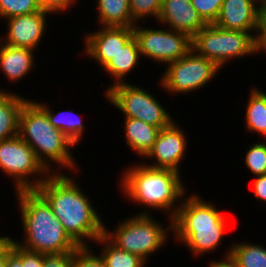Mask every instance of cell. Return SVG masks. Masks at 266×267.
I'll return each mask as SVG.
<instances>
[{
	"label": "cell",
	"mask_w": 266,
	"mask_h": 267,
	"mask_svg": "<svg viewBox=\"0 0 266 267\" xmlns=\"http://www.w3.org/2000/svg\"><path fill=\"white\" fill-rule=\"evenodd\" d=\"M15 194L24 234V241L15 240L16 244L26 250L43 254L75 251L79 247L65 232L47 201L36 190H20Z\"/></svg>",
	"instance_id": "obj_5"
},
{
	"label": "cell",
	"mask_w": 266,
	"mask_h": 267,
	"mask_svg": "<svg viewBox=\"0 0 266 267\" xmlns=\"http://www.w3.org/2000/svg\"><path fill=\"white\" fill-rule=\"evenodd\" d=\"M227 248L222 258H230L237 267H266V247L260 243L233 242Z\"/></svg>",
	"instance_id": "obj_23"
},
{
	"label": "cell",
	"mask_w": 266,
	"mask_h": 267,
	"mask_svg": "<svg viewBox=\"0 0 266 267\" xmlns=\"http://www.w3.org/2000/svg\"><path fill=\"white\" fill-rule=\"evenodd\" d=\"M244 159L247 169L255 177L266 174V140L249 145Z\"/></svg>",
	"instance_id": "obj_28"
},
{
	"label": "cell",
	"mask_w": 266,
	"mask_h": 267,
	"mask_svg": "<svg viewBox=\"0 0 266 267\" xmlns=\"http://www.w3.org/2000/svg\"><path fill=\"white\" fill-rule=\"evenodd\" d=\"M12 251L22 260L23 267H43V253L26 250L16 243Z\"/></svg>",
	"instance_id": "obj_31"
},
{
	"label": "cell",
	"mask_w": 266,
	"mask_h": 267,
	"mask_svg": "<svg viewBox=\"0 0 266 267\" xmlns=\"http://www.w3.org/2000/svg\"><path fill=\"white\" fill-rule=\"evenodd\" d=\"M123 121L126 146L144 159L152 149L160 129L139 119L124 117Z\"/></svg>",
	"instance_id": "obj_19"
},
{
	"label": "cell",
	"mask_w": 266,
	"mask_h": 267,
	"mask_svg": "<svg viewBox=\"0 0 266 267\" xmlns=\"http://www.w3.org/2000/svg\"><path fill=\"white\" fill-rule=\"evenodd\" d=\"M103 95L125 117L139 119L159 129L169 126L174 118L156 96L129 82L111 86Z\"/></svg>",
	"instance_id": "obj_8"
},
{
	"label": "cell",
	"mask_w": 266,
	"mask_h": 267,
	"mask_svg": "<svg viewBox=\"0 0 266 267\" xmlns=\"http://www.w3.org/2000/svg\"><path fill=\"white\" fill-rule=\"evenodd\" d=\"M262 10L251 0H224L214 25L225 30L260 33Z\"/></svg>",
	"instance_id": "obj_15"
},
{
	"label": "cell",
	"mask_w": 266,
	"mask_h": 267,
	"mask_svg": "<svg viewBox=\"0 0 266 267\" xmlns=\"http://www.w3.org/2000/svg\"><path fill=\"white\" fill-rule=\"evenodd\" d=\"M250 88L245 113V127L249 133H259L266 139V93L257 88Z\"/></svg>",
	"instance_id": "obj_24"
},
{
	"label": "cell",
	"mask_w": 266,
	"mask_h": 267,
	"mask_svg": "<svg viewBox=\"0 0 266 267\" xmlns=\"http://www.w3.org/2000/svg\"><path fill=\"white\" fill-rule=\"evenodd\" d=\"M253 180V196L262 204H266V174L256 176Z\"/></svg>",
	"instance_id": "obj_34"
},
{
	"label": "cell",
	"mask_w": 266,
	"mask_h": 267,
	"mask_svg": "<svg viewBox=\"0 0 266 267\" xmlns=\"http://www.w3.org/2000/svg\"><path fill=\"white\" fill-rule=\"evenodd\" d=\"M74 251L43 254V267H73Z\"/></svg>",
	"instance_id": "obj_32"
},
{
	"label": "cell",
	"mask_w": 266,
	"mask_h": 267,
	"mask_svg": "<svg viewBox=\"0 0 266 267\" xmlns=\"http://www.w3.org/2000/svg\"><path fill=\"white\" fill-rule=\"evenodd\" d=\"M141 58H148L162 65H167L183 58L192 50V38L169 28L143 27L136 23L133 27Z\"/></svg>",
	"instance_id": "obj_11"
},
{
	"label": "cell",
	"mask_w": 266,
	"mask_h": 267,
	"mask_svg": "<svg viewBox=\"0 0 266 267\" xmlns=\"http://www.w3.org/2000/svg\"><path fill=\"white\" fill-rule=\"evenodd\" d=\"M7 265V256L0 259V267H6Z\"/></svg>",
	"instance_id": "obj_41"
},
{
	"label": "cell",
	"mask_w": 266,
	"mask_h": 267,
	"mask_svg": "<svg viewBox=\"0 0 266 267\" xmlns=\"http://www.w3.org/2000/svg\"><path fill=\"white\" fill-rule=\"evenodd\" d=\"M35 102L47 113L50 123L56 129L63 132L76 146L80 143L86 127L79 114L71 110H61L56 113L54 109L50 108L52 107L51 104L48 105V103L46 104L37 100Z\"/></svg>",
	"instance_id": "obj_21"
},
{
	"label": "cell",
	"mask_w": 266,
	"mask_h": 267,
	"mask_svg": "<svg viewBox=\"0 0 266 267\" xmlns=\"http://www.w3.org/2000/svg\"><path fill=\"white\" fill-rule=\"evenodd\" d=\"M224 0H191L193 7L206 24L217 20Z\"/></svg>",
	"instance_id": "obj_30"
},
{
	"label": "cell",
	"mask_w": 266,
	"mask_h": 267,
	"mask_svg": "<svg viewBox=\"0 0 266 267\" xmlns=\"http://www.w3.org/2000/svg\"><path fill=\"white\" fill-rule=\"evenodd\" d=\"M92 246H79L74 251L73 267H106L102 256L91 250Z\"/></svg>",
	"instance_id": "obj_29"
},
{
	"label": "cell",
	"mask_w": 266,
	"mask_h": 267,
	"mask_svg": "<svg viewBox=\"0 0 266 267\" xmlns=\"http://www.w3.org/2000/svg\"><path fill=\"white\" fill-rule=\"evenodd\" d=\"M262 52L266 54V34H258L257 37V54Z\"/></svg>",
	"instance_id": "obj_38"
},
{
	"label": "cell",
	"mask_w": 266,
	"mask_h": 267,
	"mask_svg": "<svg viewBox=\"0 0 266 267\" xmlns=\"http://www.w3.org/2000/svg\"><path fill=\"white\" fill-rule=\"evenodd\" d=\"M65 173H50L35 190L50 205L70 238L78 246H89L103 235L105 222L76 183V176Z\"/></svg>",
	"instance_id": "obj_1"
},
{
	"label": "cell",
	"mask_w": 266,
	"mask_h": 267,
	"mask_svg": "<svg viewBox=\"0 0 266 267\" xmlns=\"http://www.w3.org/2000/svg\"><path fill=\"white\" fill-rule=\"evenodd\" d=\"M254 2L261 10L263 9V0H251Z\"/></svg>",
	"instance_id": "obj_40"
},
{
	"label": "cell",
	"mask_w": 266,
	"mask_h": 267,
	"mask_svg": "<svg viewBox=\"0 0 266 267\" xmlns=\"http://www.w3.org/2000/svg\"><path fill=\"white\" fill-rule=\"evenodd\" d=\"M79 0H39L40 7L43 11L50 14L66 13L70 8L75 6Z\"/></svg>",
	"instance_id": "obj_33"
},
{
	"label": "cell",
	"mask_w": 266,
	"mask_h": 267,
	"mask_svg": "<svg viewBox=\"0 0 266 267\" xmlns=\"http://www.w3.org/2000/svg\"><path fill=\"white\" fill-rule=\"evenodd\" d=\"M99 26L134 27L130 0H97Z\"/></svg>",
	"instance_id": "obj_22"
},
{
	"label": "cell",
	"mask_w": 266,
	"mask_h": 267,
	"mask_svg": "<svg viewBox=\"0 0 266 267\" xmlns=\"http://www.w3.org/2000/svg\"><path fill=\"white\" fill-rule=\"evenodd\" d=\"M121 173L119 187L123 195L125 194L129 201L132 200L133 204L144 206V210L136 214L149 215V210H158L169 214L167 219L172 222L182 198L187 193L180 173L170 169L153 168L142 162L129 166Z\"/></svg>",
	"instance_id": "obj_2"
},
{
	"label": "cell",
	"mask_w": 266,
	"mask_h": 267,
	"mask_svg": "<svg viewBox=\"0 0 266 267\" xmlns=\"http://www.w3.org/2000/svg\"><path fill=\"white\" fill-rule=\"evenodd\" d=\"M95 243L101 246L100 255L105 261L106 267H145L146 262L138 255L126 252L113 245L104 235ZM103 245V246H102Z\"/></svg>",
	"instance_id": "obj_25"
},
{
	"label": "cell",
	"mask_w": 266,
	"mask_h": 267,
	"mask_svg": "<svg viewBox=\"0 0 266 267\" xmlns=\"http://www.w3.org/2000/svg\"><path fill=\"white\" fill-rule=\"evenodd\" d=\"M266 7V0H263V8Z\"/></svg>",
	"instance_id": "obj_42"
},
{
	"label": "cell",
	"mask_w": 266,
	"mask_h": 267,
	"mask_svg": "<svg viewBox=\"0 0 266 267\" xmlns=\"http://www.w3.org/2000/svg\"><path fill=\"white\" fill-rule=\"evenodd\" d=\"M162 223L150 214H134L119 221L113 231L104 225L103 235L117 248L138 255L148 263L151 255L168 245V235L172 234V222H168V226Z\"/></svg>",
	"instance_id": "obj_6"
},
{
	"label": "cell",
	"mask_w": 266,
	"mask_h": 267,
	"mask_svg": "<svg viewBox=\"0 0 266 267\" xmlns=\"http://www.w3.org/2000/svg\"><path fill=\"white\" fill-rule=\"evenodd\" d=\"M258 34L207 24L192 37V50L222 69L233 59L256 55Z\"/></svg>",
	"instance_id": "obj_7"
},
{
	"label": "cell",
	"mask_w": 266,
	"mask_h": 267,
	"mask_svg": "<svg viewBox=\"0 0 266 267\" xmlns=\"http://www.w3.org/2000/svg\"><path fill=\"white\" fill-rule=\"evenodd\" d=\"M1 88V87H0ZM0 92H6V90H4L3 88L2 89H0Z\"/></svg>",
	"instance_id": "obj_43"
},
{
	"label": "cell",
	"mask_w": 266,
	"mask_h": 267,
	"mask_svg": "<svg viewBox=\"0 0 266 267\" xmlns=\"http://www.w3.org/2000/svg\"><path fill=\"white\" fill-rule=\"evenodd\" d=\"M6 267H23L22 266V260L13 251H11L7 255Z\"/></svg>",
	"instance_id": "obj_37"
},
{
	"label": "cell",
	"mask_w": 266,
	"mask_h": 267,
	"mask_svg": "<svg viewBox=\"0 0 266 267\" xmlns=\"http://www.w3.org/2000/svg\"><path fill=\"white\" fill-rule=\"evenodd\" d=\"M156 23L183 32L191 38L207 25L193 7L191 0H163Z\"/></svg>",
	"instance_id": "obj_16"
},
{
	"label": "cell",
	"mask_w": 266,
	"mask_h": 267,
	"mask_svg": "<svg viewBox=\"0 0 266 267\" xmlns=\"http://www.w3.org/2000/svg\"><path fill=\"white\" fill-rule=\"evenodd\" d=\"M159 86L166 93L180 95L196 92L206 86L219 73L213 61L191 50L183 58L165 65Z\"/></svg>",
	"instance_id": "obj_10"
},
{
	"label": "cell",
	"mask_w": 266,
	"mask_h": 267,
	"mask_svg": "<svg viewBox=\"0 0 266 267\" xmlns=\"http://www.w3.org/2000/svg\"><path fill=\"white\" fill-rule=\"evenodd\" d=\"M15 244V239L8 235H0V259L6 257L11 251Z\"/></svg>",
	"instance_id": "obj_35"
},
{
	"label": "cell",
	"mask_w": 266,
	"mask_h": 267,
	"mask_svg": "<svg viewBox=\"0 0 266 267\" xmlns=\"http://www.w3.org/2000/svg\"><path fill=\"white\" fill-rule=\"evenodd\" d=\"M39 0H0V18H8L41 11Z\"/></svg>",
	"instance_id": "obj_27"
},
{
	"label": "cell",
	"mask_w": 266,
	"mask_h": 267,
	"mask_svg": "<svg viewBox=\"0 0 266 267\" xmlns=\"http://www.w3.org/2000/svg\"><path fill=\"white\" fill-rule=\"evenodd\" d=\"M212 260V261H211ZM209 267H237L230 258L220 259L218 261L211 259Z\"/></svg>",
	"instance_id": "obj_36"
},
{
	"label": "cell",
	"mask_w": 266,
	"mask_h": 267,
	"mask_svg": "<svg viewBox=\"0 0 266 267\" xmlns=\"http://www.w3.org/2000/svg\"><path fill=\"white\" fill-rule=\"evenodd\" d=\"M50 13L38 11L6 19V36H0V42L14 47L37 50L47 30Z\"/></svg>",
	"instance_id": "obj_13"
},
{
	"label": "cell",
	"mask_w": 266,
	"mask_h": 267,
	"mask_svg": "<svg viewBox=\"0 0 266 267\" xmlns=\"http://www.w3.org/2000/svg\"><path fill=\"white\" fill-rule=\"evenodd\" d=\"M141 54L139 44L135 36H133L123 48L103 67L102 70L106 74L113 78L112 84H109L105 89V92L114 85L125 83L127 76L129 77L130 72L133 73L135 67L141 63Z\"/></svg>",
	"instance_id": "obj_18"
},
{
	"label": "cell",
	"mask_w": 266,
	"mask_h": 267,
	"mask_svg": "<svg viewBox=\"0 0 266 267\" xmlns=\"http://www.w3.org/2000/svg\"><path fill=\"white\" fill-rule=\"evenodd\" d=\"M259 34H266V7L262 9L261 15V31Z\"/></svg>",
	"instance_id": "obj_39"
},
{
	"label": "cell",
	"mask_w": 266,
	"mask_h": 267,
	"mask_svg": "<svg viewBox=\"0 0 266 267\" xmlns=\"http://www.w3.org/2000/svg\"><path fill=\"white\" fill-rule=\"evenodd\" d=\"M211 201L198 193L182 198L172 219V234L175 241L188 247L193 256L200 257L218 249L223 242L228 220ZM221 243V244H220Z\"/></svg>",
	"instance_id": "obj_3"
},
{
	"label": "cell",
	"mask_w": 266,
	"mask_h": 267,
	"mask_svg": "<svg viewBox=\"0 0 266 267\" xmlns=\"http://www.w3.org/2000/svg\"><path fill=\"white\" fill-rule=\"evenodd\" d=\"M0 170L12 179L14 192L35 190L50 174L18 135L0 141Z\"/></svg>",
	"instance_id": "obj_9"
},
{
	"label": "cell",
	"mask_w": 266,
	"mask_h": 267,
	"mask_svg": "<svg viewBox=\"0 0 266 267\" xmlns=\"http://www.w3.org/2000/svg\"><path fill=\"white\" fill-rule=\"evenodd\" d=\"M84 36V55L103 68L134 36L133 27L99 26Z\"/></svg>",
	"instance_id": "obj_14"
},
{
	"label": "cell",
	"mask_w": 266,
	"mask_h": 267,
	"mask_svg": "<svg viewBox=\"0 0 266 267\" xmlns=\"http://www.w3.org/2000/svg\"><path fill=\"white\" fill-rule=\"evenodd\" d=\"M18 136L33 149L36 159L49 173H59L64 168L71 170L70 174L80 171L71 151L76 145L50 123L47 113L31 99L21 109Z\"/></svg>",
	"instance_id": "obj_4"
},
{
	"label": "cell",
	"mask_w": 266,
	"mask_h": 267,
	"mask_svg": "<svg viewBox=\"0 0 266 267\" xmlns=\"http://www.w3.org/2000/svg\"><path fill=\"white\" fill-rule=\"evenodd\" d=\"M35 50L10 46L0 42V71L7 82L15 83L24 79L35 67Z\"/></svg>",
	"instance_id": "obj_17"
},
{
	"label": "cell",
	"mask_w": 266,
	"mask_h": 267,
	"mask_svg": "<svg viewBox=\"0 0 266 267\" xmlns=\"http://www.w3.org/2000/svg\"><path fill=\"white\" fill-rule=\"evenodd\" d=\"M163 0H130L131 18L135 23H145L146 18L156 22L160 15Z\"/></svg>",
	"instance_id": "obj_26"
},
{
	"label": "cell",
	"mask_w": 266,
	"mask_h": 267,
	"mask_svg": "<svg viewBox=\"0 0 266 267\" xmlns=\"http://www.w3.org/2000/svg\"><path fill=\"white\" fill-rule=\"evenodd\" d=\"M27 100L17 92H0V141L18 135L19 115Z\"/></svg>",
	"instance_id": "obj_20"
},
{
	"label": "cell",
	"mask_w": 266,
	"mask_h": 267,
	"mask_svg": "<svg viewBox=\"0 0 266 267\" xmlns=\"http://www.w3.org/2000/svg\"><path fill=\"white\" fill-rule=\"evenodd\" d=\"M177 121H173L169 126L160 129L158 137L147 156L150 162L145 165L153 168L170 169L181 174V162L187 152V136ZM147 159V160H146ZM154 160V161H153Z\"/></svg>",
	"instance_id": "obj_12"
}]
</instances>
